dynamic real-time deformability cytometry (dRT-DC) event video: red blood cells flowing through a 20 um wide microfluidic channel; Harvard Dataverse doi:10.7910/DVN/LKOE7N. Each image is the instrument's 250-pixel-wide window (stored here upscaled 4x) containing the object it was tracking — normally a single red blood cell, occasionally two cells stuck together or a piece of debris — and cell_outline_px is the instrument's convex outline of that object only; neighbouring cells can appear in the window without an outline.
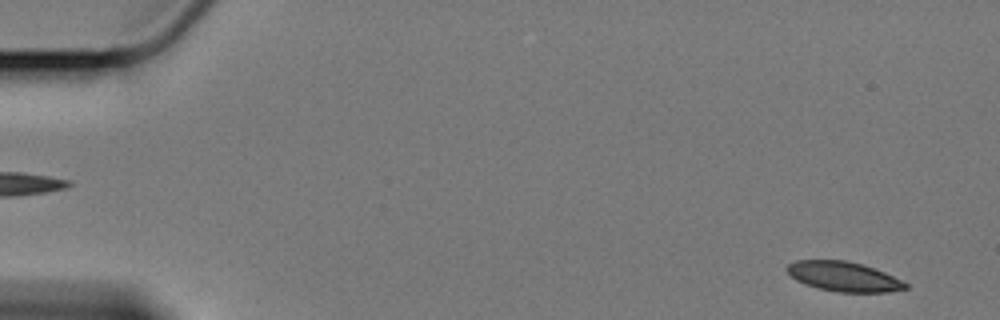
{"species": "Egyptian fruit bat (a non-hibernating species)", "species_latin": "Rousettus aegyptiacus", "temperature_condition": "cold", "stored_images_in_passage": 60, "segment_of_instrument_passage": [1, 2], "camera_frame_rate_fps": 3000, "um_per_image_px": 0.085, "animal": {"sex": "female"}, "frame": {"image": 1, "passage_image": 3, "time_ms": 0.667, "image_size_px": [1000, 320], "cell_outline_px": [[908, 288], [888, 292], [836, 292], [816, 288], [796, 280], [784, 268], [788, 264], [796, 260], [844, 260], [864, 264], [884, 272], [908, 284]], "centroid_in_image_um": [71.69, 23.5], "position_along_channel_um": 13.3, "area_um2": 20.52}}
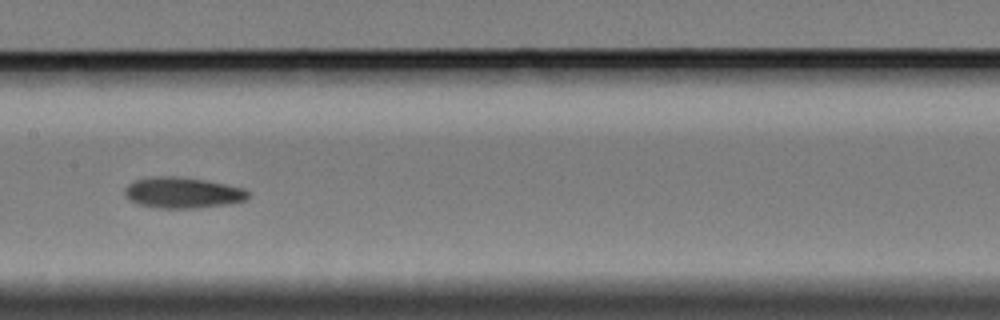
{"frame": {"image": 2, "passage_image": 30, "time_ms": 9.667, "image_size_px": [1000, 320], "cell_outline_px": [[252, 196], [248, 200], [232, 204], [196, 208], [160, 208], [136, 204], [128, 200], [124, 196], [124, 188], [128, 184], [136, 180], [152, 176], [176, 176], [204, 180], [244, 188], [252, 192]], "centroid_in_image_um": [15.56, 16.39], "position_along_channel_um": 191.8, "area_um2": 22.72}}
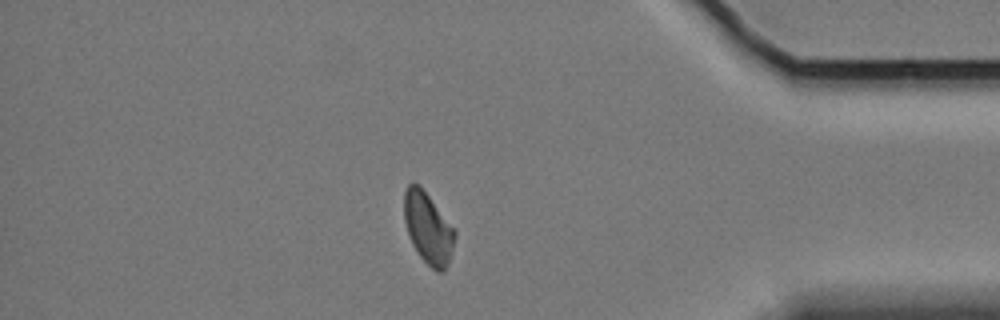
{"frame": {"image": 3, "passage_image": 51, "time_ms": 16.667, "image_size_px": [1000, 320], "cell_outline_px": [[456, 236], [448, 264], [444, 272], [436, 272], [420, 256], [412, 244], [404, 220], [404, 192], [408, 184], [412, 180], [428, 196], [456, 232]], "centroid_in_image_um": [36.37, 19.42], "position_along_channel_um": 398.8, "area_um2": 20.58}}